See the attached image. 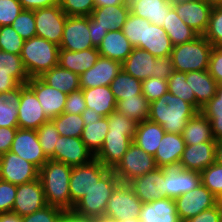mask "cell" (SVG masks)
I'll return each instance as SVG.
<instances>
[{
  "label": "cell",
  "mask_w": 222,
  "mask_h": 222,
  "mask_svg": "<svg viewBox=\"0 0 222 222\" xmlns=\"http://www.w3.org/2000/svg\"><path fill=\"white\" fill-rule=\"evenodd\" d=\"M201 112L211 122L214 139L222 140V83L218 84L215 96L202 107Z\"/></svg>",
  "instance_id": "b9f144b4"
},
{
  "label": "cell",
  "mask_w": 222,
  "mask_h": 222,
  "mask_svg": "<svg viewBox=\"0 0 222 222\" xmlns=\"http://www.w3.org/2000/svg\"><path fill=\"white\" fill-rule=\"evenodd\" d=\"M95 156L86 147L81 138L59 136L53 153V160L75 167L86 164Z\"/></svg>",
  "instance_id": "e0dca14e"
},
{
  "label": "cell",
  "mask_w": 222,
  "mask_h": 222,
  "mask_svg": "<svg viewBox=\"0 0 222 222\" xmlns=\"http://www.w3.org/2000/svg\"><path fill=\"white\" fill-rule=\"evenodd\" d=\"M165 134L163 127L149 120L137 125L133 142L148 154L155 155Z\"/></svg>",
  "instance_id": "836d02e7"
},
{
  "label": "cell",
  "mask_w": 222,
  "mask_h": 222,
  "mask_svg": "<svg viewBox=\"0 0 222 222\" xmlns=\"http://www.w3.org/2000/svg\"><path fill=\"white\" fill-rule=\"evenodd\" d=\"M119 182L113 169H109L74 205L71 212L77 216L92 219L105 216L107 202Z\"/></svg>",
  "instance_id": "277c9868"
},
{
  "label": "cell",
  "mask_w": 222,
  "mask_h": 222,
  "mask_svg": "<svg viewBox=\"0 0 222 222\" xmlns=\"http://www.w3.org/2000/svg\"><path fill=\"white\" fill-rule=\"evenodd\" d=\"M40 78L46 84L66 94L80 89L79 75L59 65L44 72Z\"/></svg>",
  "instance_id": "d590c367"
},
{
  "label": "cell",
  "mask_w": 222,
  "mask_h": 222,
  "mask_svg": "<svg viewBox=\"0 0 222 222\" xmlns=\"http://www.w3.org/2000/svg\"><path fill=\"white\" fill-rule=\"evenodd\" d=\"M142 204L128 183L119 182L107 202L105 216L117 222L138 218Z\"/></svg>",
  "instance_id": "8992f818"
},
{
  "label": "cell",
  "mask_w": 222,
  "mask_h": 222,
  "mask_svg": "<svg viewBox=\"0 0 222 222\" xmlns=\"http://www.w3.org/2000/svg\"><path fill=\"white\" fill-rule=\"evenodd\" d=\"M86 108V102L81 88L67 94L64 113L79 115L82 114Z\"/></svg>",
  "instance_id": "91938a15"
},
{
  "label": "cell",
  "mask_w": 222,
  "mask_h": 222,
  "mask_svg": "<svg viewBox=\"0 0 222 222\" xmlns=\"http://www.w3.org/2000/svg\"><path fill=\"white\" fill-rule=\"evenodd\" d=\"M23 9L37 10L41 8H48L58 4V0H18Z\"/></svg>",
  "instance_id": "003e7915"
},
{
  "label": "cell",
  "mask_w": 222,
  "mask_h": 222,
  "mask_svg": "<svg viewBox=\"0 0 222 222\" xmlns=\"http://www.w3.org/2000/svg\"><path fill=\"white\" fill-rule=\"evenodd\" d=\"M168 92V82L166 79L149 77L142 81V95L149 103L156 101Z\"/></svg>",
  "instance_id": "9f6ffc18"
},
{
  "label": "cell",
  "mask_w": 222,
  "mask_h": 222,
  "mask_svg": "<svg viewBox=\"0 0 222 222\" xmlns=\"http://www.w3.org/2000/svg\"><path fill=\"white\" fill-rule=\"evenodd\" d=\"M72 167L65 163L49 159L39 169V179L42 183L46 204L71 211L69 182Z\"/></svg>",
  "instance_id": "7a4b0ae2"
},
{
  "label": "cell",
  "mask_w": 222,
  "mask_h": 222,
  "mask_svg": "<svg viewBox=\"0 0 222 222\" xmlns=\"http://www.w3.org/2000/svg\"><path fill=\"white\" fill-rule=\"evenodd\" d=\"M198 112L190 103L167 92L150 103L148 120L161 125L165 133L182 134L188 120Z\"/></svg>",
  "instance_id": "6da1fadb"
},
{
  "label": "cell",
  "mask_w": 222,
  "mask_h": 222,
  "mask_svg": "<svg viewBox=\"0 0 222 222\" xmlns=\"http://www.w3.org/2000/svg\"><path fill=\"white\" fill-rule=\"evenodd\" d=\"M119 222H142L139 217L138 218H130V219H126L124 221H119Z\"/></svg>",
  "instance_id": "b9fcfbb0"
},
{
  "label": "cell",
  "mask_w": 222,
  "mask_h": 222,
  "mask_svg": "<svg viewBox=\"0 0 222 222\" xmlns=\"http://www.w3.org/2000/svg\"><path fill=\"white\" fill-rule=\"evenodd\" d=\"M66 211L47 205L43 209L21 217L22 222H63Z\"/></svg>",
  "instance_id": "db71d44e"
},
{
  "label": "cell",
  "mask_w": 222,
  "mask_h": 222,
  "mask_svg": "<svg viewBox=\"0 0 222 222\" xmlns=\"http://www.w3.org/2000/svg\"><path fill=\"white\" fill-rule=\"evenodd\" d=\"M61 136L65 137H81L84 121L81 114L62 113L52 119Z\"/></svg>",
  "instance_id": "f6af8a7d"
},
{
  "label": "cell",
  "mask_w": 222,
  "mask_h": 222,
  "mask_svg": "<svg viewBox=\"0 0 222 222\" xmlns=\"http://www.w3.org/2000/svg\"><path fill=\"white\" fill-rule=\"evenodd\" d=\"M99 57L100 53L96 47L82 51L60 49L58 65L80 76L94 66Z\"/></svg>",
  "instance_id": "f1b7e54d"
},
{
  "label": "cell",
  "mask_w": 222,
  "mask_h": 222,
  "mask_svg": "<svg viewBox=\"0 0 222 222\" xmlns=\"http://www.w3.org/2000/svg\"><path fill=\"white\" fill-rule=\"evenodd\" d=\"M86 102V107L95 110L103 117H108L116 110L117 101L110 86L81 88Z\"/></svg>",
  "instance_id": "d6a6232c"
},
{
  "label": "cell",
  "mask_w": 222,
  "mask_h": 222,
  "mask_svg": "<svg viewBox=\"0 0 222 222\" xmlns=\"http://www.w3.org/2000/svg\"><path fill=\"white\" fill-rule=\"evenodd\" d=\"M60 49L82 51L95 48L89 32V16H67Z\"/></svg>",
  "instance_id": "7c38bea8"
},
{
  "label": "cell",
  "mask_w": 222,
  "mask_h": 222,
  "mask_svg": "<svg viewBox=\"0 0 222 222\" xmlns=\"http://www.w3.org/2000/svg\"><path fill=\"white\" fill-rule=\"evenodd\" d=\"M162 27L165 29L173 46L192 41L199 36L197 32L182 21L173 7L169 9Z\"/></svg>",
  "instance_id": "74e56055"
},
{
  "label": "cell",
  "mask_w": 222,
  "mask_h": 222,
  "mask_svg": "<svg viewBox=\"0 0 222 222\" xmlns=\"http://www.w3.org/2000/svg\"><path fill=\"white\" fill-rule=\"evenodd\" d=\"M171 4H175V3H183V2H188V1H192V0H168Z\"/></svg>",
  "instance_id": "09005b40"
},
{
  "label": "cell",
  "mask_w": 222,
  "mask_h": 222,
  "mask_svg": "<svg viewBox=\"0 0 222 222\" xmlns=\"http://www.w3.org/2000/svg\"><path fill=\"white\" fill-rule=\"evenodd\" d=\"M93 222H117V221H115L111 218H108L106 216H101V217H98V218H94Z\"/></svg>",
  "instance_id": "34e18365"
},
{
  "label": "cell",
  "mask_w": 222,
  "mask_h": 222,
  "mask_svg": "<svg viewBox=\"0 0 222 222\" xmlns=\"http://www.w3.org/2000/svg\"><path fill=\"white\" fill-rule=\"evenodd\" d=\"M212 7H219L222 6V0H204Z\"/></svg>",
  "instance_id": "11e5206c"
},
{
  "label": "cell",
  "mask_w": 222,
  "mask_h": 222,
  "mask_svg": "<svg viewBox=\"0 0 222 222\" xmlns=\"http://www.w3.org/2000/svg\"><path fill=\"white\" fill-rule=\"evenodd\" d=\"M37 135L40 146L48 159L53 160V153L55 151L56 143L60 136L56 125L52 120L43 123L37 129Z\"/></svg>",
  "instance_id": "7dc6e473"
},
{
  "label": "cell",
  "mask_w": 222,
  "mask_h": 222,
  "mask_svg": "<svg viewBox=\"0 0 222 222\" xmlns=\"http://www.w3.org/2000/svg\"><path fill=\"white\" fill-rule=\"evenodd\" d=\"M156 168L154 156L146 153L132 142L113 171L120 182L128 183L134 178L154 171Z\"/></svg>",
  "instance_id": "52a82bcc"
},
{
  "label": "cell",
  "mask_w": 222,
  "mask_h": 222,
  "mask_svg": "<svg viewBox=\"0 0 222 222\" xmlns=\"http://www.w3.org/2000/svg\"><path fill=\"white\" fill-rule=\"evenodd\" d=\"M184 148L182 134L165 133L154 155L157 168L179 167Z\"/></svg>",
  "instance_id": "d4e9b609"
},
{
  "label": "cell",
  "mask_w": 222,
  "mask_h": 222,
  "mask_svg": "<svg viewBox=\"0 0 222 222\" xmlns=\"http://www.w3.org/2000/svg\"><path fill=\"white\" fill-rule=\"evenodd\" d=\"M201 183L216 197L222 194V166L214 162L200 172Z\"/></svg>",
  "instance_id": "c3c4849f"
},
{
  "label": "cell",
  "mask_w": 222,
  "mask_h": 222,
  "mask_svg": "<svg viewBox=\"0 0 222 222\" xmlns=\"http://www.w3.org/2000/svg\"><path fill=\"white\" fill-rule=\"evenodd\" d=\"M216 142L185 145L179 168L201 172L215 162Z\"/></svg>",
  "instance_id": "cb8c5ba5"
},
{
  "label": "cell",
  "mask_w": 222,
  "mask_h": 222,
  "mask_svg": "<svg viewBox=\"0 0 222 222\" xmlns=\"http://www.w3.org/2000/svg\"><path fill=\"white\" fill-rule=\"evenodd\" d=\"M216 203H222V194L217 198V202Z\"/></svg>",
  "instance_id": "979ff035"
},
{
  "label": "cell",
  "mask_w": 222,
  "mask_h": 222,
  "mask_svg": "<svg viewBox=\"0 0 222 222\" xmlns=\"http://www.w3.org/2000/svg\"><path fill=\"white\" fill-rule=\"evenodd\" d=\"M134 47L122 30L109 31L98 46L100 56L123 63Z\"/></svg>",
  "instance_id": "f546056e"
},
{
  "label": "cell",
  "mask_w": 222,
  "mask_h": 222,
  "mask_svg": "<svg viewBox=\"0 0 222 222\" xmlns=\"http://www.w3.org/2000/svg\"><path fill=\"white\" fill-rule=\"evenodd\" d=\"M10 151L38 169L49 160L40 146L37 130L17 128Z\"/></svg>",
  "instance_id": "5bb4252c"
},
{
  "label": "cell",
  "mask_w": 222,
  "mask_h": 222,
  "mask_svg": "<svg viewBox=\"0 0 222 222\" xmlns=\"http://www.w3.org/2000/svg\"><path fill=\"white\" fill-rule=\"evenodd\" d=\"M128 184L142 203H149L163 198L165 197L164 168H156L152 172L134 178Z\"/></svg>",
  "instance_id": "7402d4cb"
},
{
  "label": "cell",
  "mask_w": 222,
  "mask_h": 222,
  "mask_svg": "<svg viewBox=\"0 0 222 222\" xmlns=\"http://www.w3.org/2000/svg\"><path fill=\"white\" fill-rule=\"evenodd\" d=\"M137 125V122L119 113L117 110L108 116V132L127 133L134 139Z\"/></svg>",
  "instance_id": "f5cc1de1"
},
{
  "label": "cell",
  "mask_w": 222,
  "mask_h": 222,
  "mask_svg": "<svg viewBox=\"0 0 222 222\" xmlns=\"http://www.w3.org/2000/svg\"><path fill=\"white\" fill-rule=\"evenodd\" d=\"M22 10L18 0H0V26L11 25Z\"/></svg>",
  "instance_id": "6f0895ef"
},
{
  "label": "cell",
  "mask_w": 222,
  "mask_h": 222,
  "mask_svg": "<svg viewBox=\"0 0 222 222\" xmlns=\"http://www.w3.org/2000/svg\"><path fill=\"white\" fill-rule=\"evenodd\" d=\"M204 37L213 47L222 46V6L213 7Z\"/></svg>",
  "instance_id": "816d5d0a"
},
{
  "label": "cell",
  "mask_w": 222,
  "mask_h": 222,
  "mask_svg": "<svg viewBox=\"0 0 222 222\" xmlns=\"http://www.w3.org/2000/svg\"><path fill=\"white\" fill-rule=\"evenodd\" d=\"M36 36L50 42L61 43L67 15L59 4L34 10Z\"/></svg>",
  "instance_id": "9c48e42d"
},
{
  "label": "cell",
  "mask_w": 222,
  "mask_h": 222,
  "mask_svg": "<svg viewBox=\"0 0 222 222\" xmlns=\"http://www.w3.org/2000/svg\"><path fill=\"white\" fill-rule=\"evenodd\" d=\"M45 206L47 204L39 178L17 186L13 213L23 217L43 209Z\"/></svg>",
  "instance_id": "9a60e30c"
},
{
  "label": "cell",
  "mask_w": 222,
  "mask_h": 222,
  "mask_svg": "<svg viewBox=\"0 0 222 222\" xmlns=\"http://www.w3.org/2000/svg\"><path fill=\"white\" fill-rule=\"evenodd\" d=\"M63 222H93V219L77 216L70 211L64 215Z\"/></svg>",
  "instance_id": "89a4df30"
},
{
  "label": "cell",
  "mask_w": 222,
  "mask_h": 222,
  "mask_svg": "<svg viewBox=\"0 0 222 222\" xmlns=\"http://www.w3.org/2000/svg\"><path fill=\"white\" fill-rule=\"evenodd\" d=\"M21 84L13 90L0 93V127L18 128V106Z\"/></svg>",
  "instance_id": "f35d334b"
},
{
  "label": "cell",
  "mask_w": 222,
  "mask_h": 222,
  "mask_svg": "<svg viewBox=\"0 0 222 222\" xmlns=\"http://www.w3.org/2000/svg\"><path fill=\"white\" fill-rule=\"evenodd\" d=\"M200 183V172L179 167L164 168V190L167 198L175 200L178 196L192 191Z\"/></svg>",
  "instance_id": "ffe728a7"
},
{
  "label": "cell",
  "mask_w": 222,
  "mask_h": 222,
  "mask_svg": "<svg viewBox=\"0 0 222 222\" xmlns=\"http://www.w3.org/2000/svg\"><path fill=\"white\" fill-rule=\"evenodd\" d=\"M81 116L85 126L80 138L95 155L102 148L108 133V117H103L97 111L89 108H86Z\"/></svg>",
  "instance_id": "ac0fdd59"
},
{
  "label": "cell",
  "mask_w": 222,
  "mask_h": 222,
  "mask_svg": "<svg viewBox=\"0 0 222 222\" xmlns=\"http://www.w3.org/2000/svg\"><path fill=\"white\" fill-rule=\"evenodd\" d=\"M89 32L92 44L96 48H98L104 36L108 33L106 29L98 26V22L95 21L91 16H89Z\"/></svg>",
  "instance_id": "e7e4bbea"
},
{
  "label": "cell",
  "mask_w": 222,
  "mask_h": 222,
  "mask_svg": "<svg viewBox=\"0 0 222 222\" xmlns=\"http://www.w3.org/2000/svg\"><path fill=\"white\" fill-rule=\"evenodd\" d=\"M122 69V63L100 56L90 69L79 76L80 88L110 86Z\"/></svg>",
  "instance_id": "44dd1931"
},
{
  "label": "cell",
  "mask_w": 222,
  "mask_h": 222,
  "mask_svg": "<svg viewBox=\"0 0 222 222\" xmlns=\"http://www.w3.org/2000/svg\"><path fill=\"white\" fill-rule=\"evenodd\" d=\"M17 186L0 180V213L12 212Z\"/></svg>",
  "instance_id": "680465c9"
},
{
  "label": "cell",
  "mask_w": 222,
  "mask_h": 222,
  "mask_svg": "<svg viewBox=\"0 0 222 222\" xmlns=\"http://www.w3.org/2000/svg\"><path fill=\"white\" fill-rule=\"evenodd\" d=\"M20 84L10 75L0 73V93L17 88Z\"/></svg>",
  "instance_id": "a7ac6f4b"
},
{
  "label": "cell",
  "mask_w": 222,
  "mask_h": 222,
  "mask_svg": "<svg viewBox=\"0 0 222 222\" xmlns=\"http://www.w3.org/2000/svg\"><path fill=\"white\" fill-rule=\"evenodd\" d=\"M0 73L10 74L19 84H26L30 78L20 55L0 50Z\"/></svg>",
  "instance_id": "ee69618b"
},
{
  "label": "cell",
  "mask_w": 222,
  "mask_h": 222,
  "mask_svg": "<svg viewBox=\"0 0 222 222\" xmlns=\"http://www.w3.org/2000/svg\"><path fill=\"white\" fill-rule=\"evenodd\" d=\"M128 0H94L95 7H107L125 4Z\"/></svg>",
  "instance_id": "8c879c8a"
},
{
  "label": "cell",
  "mask_w": 222,
  "mask_h": 222,
  "mask_svg": "<svg viewBox=\"0 0 222 222\" xmlns=\"http://www.w3.org/2000/svg\"><path fill=\"white\" fill-rule=\"evenodd\" d=\"M23 44L24 40L11 25L0 26V50L20 55Z\"/></svg>",
  "instance_id": "681fc988"
},
{
  "label": "cell",
  "mask_w": 222,
  "mask_h": 222,
  "mask_svg": "<svg viewBox=\"0 0 222 222\" xmlns=\"http://www.w3.org/2000/svg\"><path fill=\"white\" fill-rule=\"evenodd\" d=\"M215 162L222 166V140L216 141Z\"/></svg>",
  "instance_id": "753ad0ef"
},
{
  "label": "cell",
  "mask_w": 222,
  "mask_h": 222,
  "mask_svg": "<svg viewBox=\"0 0 222 222\" xmlns=\"http://www.w3.org/2000/svg\"><path fill=\"white\" fill-rule=\"evenodd\" d=\"M132 142L127 133L108 132L102 148L94 156L106 168L114 169Z\"/></svg>",
  "instance_id": "603a6c76"
},
{
  "label": "cell",
  "mask_w": 222,
  "mask_h": 222,
  "mask_svg": "<svg viewBox=\"0 0 222 222\" xmlns=\"http://www.w3.org/2000/svg\"><path fill=\"white\" fill-rule=\"evenodd\" d=\"M173 45L165 29L154 24H146L145 50L157 57L171 56Z\"/></svg>",
  "instance_id": "8d00e7d4"
},
{
  "label": "cell",
  "mask_w": 222,
  "mask_h": 222,
  "mask_svg": "<svg viewBox=\"0 0 222 222\" xmlns=\"http://www.w3.org/2000/svg\"><path fill=\"white\" fill-rule=\"evenodd\" d=\"M110 88L116 101H120L125 97L130 98L135 97V95H142V81L126 73L123 69L112 80Z\"/></svg>",
  "instance_id": "60d3db41"
},
{
  "label": "cell",
  "mask_w": 222,
  "mask_h": 222,
  "mask_svg": "<svg viewBox=\"0 0 222 222\" xmlns=\"http://www.w3.org/2000/svg\"><path fill=\"white\" fill-rule=\"evenodd\" d=\"M49 121L35 93L26 85L21 84V97L18 106V128L37 130Z\"/></svg>",
  "instance_id": "4fadbf2b"
},
{
  "label": "cell",
  "mask_w": 222,
  "mask_h": 222,
  "mask_svg": "<svg viewBox=\"0 0 222 222\" xmlns=\"http://www.w3.org/2000/svg\"><path fill=\"white\" fill-rule=\"evenodd\" d=\"M0 222H22V219L13 212H5L0 213Z\"/></svg>",
  "instance_id": "2644e50d"
},
{
  "label": "cell",
  "mask_w": 222,
  "mask_h": 222,
  "mask_svg": "<svg viewBox=\"0 0 222 222\" xmlns=\"http://www.w3.org/2000/svg\"><path fill=\"white\" fill-rule=\"evenodd\" d=\"M217 198L200 183L175 199L177 214L182 221L195 217L200 212L216 205Z\"/></svg>",
  "instance_id": "8fae6325"
},
{
  "label": "cell",
  "mask_w": 222,
  "mask_h": 222,
  "mask_svg": "<svg viewBox=\"0 0 222 222\" xmlns=\"http://www.w3.org/2000/svg\"><path fill=\"white\" fill-rule=\"evenodd\" d=\"M129 6L132 14L162 27L172 4L168 0H130Z\"/></svg>",
  "instance_id": "4dcf8cb0"
},
{
  "label": "cell",
  "mask_w": 222,
  "mask_h": 222,
  "mask_svg": "<svg viewBox=\"0 0 222 222\" xmlns=\"http://www.w3.org/2000/svg\"><path fill=\"white\" fill-rule=\"evenodd\" d=\"M39 178V169L11 151L0 155V180L16 186Z\"/></svg>",
  "instance_id": "30bf717a"
},
{
  "label": "cell",
  "mask_w": 222,
  "mask_h": 222,
  "mask_svg": "<svg viewBox=\"0 0 222 222\" xmlns=\"http://www.w3.org/2000/svg\"><path fill=\"white\" fill-rule=\"evenodd\" d=\"M129 14L130 6L127 1L121 5L95 7L90 16L98 22V26L109 32L121 30Z\"/></svg>",
  "instance_id": "1f68e13d"
},
{
  "label": "cell",
  "mask_w": 222,
  "mask_h": 222,
  "mask_svg": "<svg viewBox=\"0 0 222 222\" xmlns=\"http://www.w3.org/2000/svg\"><path fill=\"white\" fill-rule=\"evenodd\" d=\"M186 82L194 91L196 109L201 112L202 107L215 96L218 83L208 70L186 72Z\"/></svg>",
  "instance_id": "83f0119b"
},
{
  "label": "cell",
  "mask_w": 222,
  "mask_h": 222,
  "mask_svg": "<svg viewBox=\"0 0 222 222\" xmlns=\"http://www.w3.org/2000/svg\"><path fill=\"white\" fill-rule=\"evenodd\" d=\"M108 170L96 158L86 164L72 167L69 182L71 211L74 205L89 192Z\"/></svg>",
  "instance_id": "ba28073f"
},
{
  "label": "cell",
  "mask_w": 222,
  "mask_h": 222,
  "mask_svg": "<svg viewBox=\"0 0 222 222\" xmlns=\"http://www.w3.org/2000/svg\"><path fill=\"white\" fill-rule=\"evenodd\" d=\"M173 71L171 56L156 58V77L167 80Z\"/></svg>",
  "instance_id": "6125c7cd"
},
{
  "label": "cell",
  "mask_w": 222,
  "mask_h": 222,
  "mask_svg": "<svg viewBox=\"0 0 222 222\" xmlns=\"http://www.w3.org/2000/svg\"><path fill=\"white\" fill-rule=\"evenodd\" d=\"M208 71L218 84L222 83V46L212 48Z\"/></svg>",
  "instance_id": "94428289"
},
{
  "label": "cell",
  "mask_w": 222,
  "mask_h": 222,
  "mask_svg": "<svg viewBox=\"0 0 222 222\" xmlns=\"http://www.w3.org/2000/svg\"><path fill=\"white\" fill-rule=\"evenodd\" d=\"M17 128L0 127V155L11 150Z\"/></svg>",
  "instance_id": "be15d7a7"
},
{
  "label": "cell",
  "mask_w": 222,
  "mask_h": 222,
  "mask_svg": "<svg viewBox=\"0 0 222 222\" xmlns=\"http://www.w3.org/2000/svg\"><path fill=\"white\" fill-rule=\"evenodd\" d=\"M122 69L141 81L156 77V57L147 50L134 47L122 63Z\"/></svg>",
  "instance_id": "484cf974"
},
{
  "label": "cell",
  "mask_w": 222,
  "mask_h": 222,
  "mask_svg": "<svg viewBox=\"0 0 222 222\" xmlns=\"http://www.w3.org/2000/svg\"><path fill=\"white\" fill-rule=\"evenodd\" d=\"M67 16H90L95 8L94 0H58Z\"/></svg>",
  "instance_id": "11a10c76"
},
{
  "label": "cell",
  "mask_w": 222,
  "mask_h": 222,
  "mask_svg": "<svg viewBox=\"0 0 222 222\" xmlns=\"http://www.w3.org/2000/svg\"><path fill=\"white\" fill-rule=\"evenodd\" d=\"M146 24L151 23L130 12L121 30L133 47L145 50Z\"/></svg>",
  "instance_id": "7bdbcfd3"
},
{
  "label": "cell",
  "mask_w": 222,
  "mask_h": 222,
  "mask_svg": "<svg viewBox=\"0 0 222 222\" xmlns=\"http://www.w3.org/2000/svg\"><path fill=\"white\" fill-rule=\"evenodd\" d=\"M219 214V222H222V203H216Z\"/></svg>",
  "instance_id": "2a66077c"
},
{
  "label": "cell",
  "mask_w": 222,
  "mask_h": 222,
  "mask_svg": "<svg viewBox=\"0 0 222 222\" xmlns=\"http://www.w3.org/2000/svg\"><path fill=\"white\" fill-rule=\"evenodd\" d=\"M167 82L168 92L190 103L196 108L195 93L186 82V72L174 70L172 75L167 79Z\"/></svg>",
  "instance_id": "bcb514c9"
},
{
  "label": "cell",
  "mask_w": 222,
  "mask_h": 222,
  "mask_svg": "<svg viewBox=\"0 0 222 222\" xmlns=\"http://www.w3.org/2000/svg\"><path fill=\"white\" fill-rule=\"evenodd\" d=\"M213 45L199 35L194 40L173 46L171 52L173 69L178 72L205 71Z\"/></svg>",
  "instance_id": "5b68a950"
},
{
  "label": "cell",
  "mask_w": 222,
  "mask_h": 222,
  "mask_svg": "<svg viewBox=\"0 0 222 222\" xmlns=\"http://www.w3.org/2000/svg\"><path fill=\"white\" fill-rule=\"evenodd\" d=\"M11 27L16 30L24 41L35 37L36 26L34 11L23 9L18 17L13 21Z\"/></svg>",
  "instance_id": "f907efd6"
},
{
  "label": "cell",
  "mask_w": 222,
  "mask_h": 222,
  "mask_svg": "<svg viewBox=\"0 0 222 222\" xmlns=\"http://www.w3.org/2000/svg\"><path fill=\"white\" fill-rule=\"evenodd\" d=\"M177 15L199 35L207 31L212 6L204 0H192L183 3L172 4Z\"/></svg>",
  "instance_id": "d6986e66"
},
{
  "label": "cell",
  "mask_w": 222,
  "mask_h": 222,
  "mask_svg": "<svg viewBox=\"0 0 222 222\" xmlns=\"http://www.w3.org/2000/svg\"><path fill=\"white\" fill-rule=\"evenodd\" d=\"M149 107L150 103L143 95H135L117 101L116 110L139 124L149 119Z\"/></svg>",
  "instance_id": "ab89813d"
},
{
  "label": "cell",
  "mask_w": 222,
  "mask_h": 222,
  "mask_svg": "<svg viewBox=\"0 0 222 222\" xmlns=\"http://www.w3.org/2000/svg\"><path fill=\"white\" fill-rule=\"evenodd\" d=\"M139 219L142 222H181L175 200L167 197L143 203Z\"/></svg>",
  "instance_id": "4316f807"
},
{
  "label": "cell",
  "mask_w": 222,
  "mask_h": 222,
  "mask_svg": "<svg viewBox=\"0 0 222 222\" xmlns=\"http://www.w3.org/2000/svg\"><path fill=\"white\" fill-rule=\"evenodd\" d=\"M59 46L41 37L25 40L20 57L29 78L40 77L58 65Z\"/></svg>",
  "instance_id": "3957f363"
},
{
  "label": "cell",
  "mask_w": 222,
  "mask_h": 222,
  "mask_svg": "<svg viewBox=\"0 0 222 222\" xmlns=\"http://www.w3.org/2000/svg\"><path fill=\"white\" fill-rule=\"evenodd\" d=\"M185 145H197L202 142H216L212 135L211 122L202 113L198 112L189 119L182 132Z\"/></svg>",
  "instance_id": "e575fe53"
},
{
  "label": "cell",
  "mask_w": 222,
  "mask_h": 222,
  "mask_svg": "<svg viewBox=\"0 0 222 222\" xmlns=\"http://www.w3.org/2000/svg\"><path fill=\"white\" fill-rule=\"evenodd\" d=\"M26 85L35 93L40 105L49 120L62 114L67 94L46 84L40 77H33Z\"/></svg>",
  "instance_id": "2e32d148"
},
{
  "label": "cell",
  "mask_w": 222,
  "mask_h": 222,
  "mask_svg": "<svg viewBox=\"0 0 222 222\" xmlns=\"http://www.w3.org/2000/svg\"><path fill=\"white\" fill-rule=\"evenodd\" d=\"M182 222H219L217 205L212 208L206 209L200 212L195 217H192Z\"/></svg>",
  "instance_id": "03108f58"
}]
</instances>
